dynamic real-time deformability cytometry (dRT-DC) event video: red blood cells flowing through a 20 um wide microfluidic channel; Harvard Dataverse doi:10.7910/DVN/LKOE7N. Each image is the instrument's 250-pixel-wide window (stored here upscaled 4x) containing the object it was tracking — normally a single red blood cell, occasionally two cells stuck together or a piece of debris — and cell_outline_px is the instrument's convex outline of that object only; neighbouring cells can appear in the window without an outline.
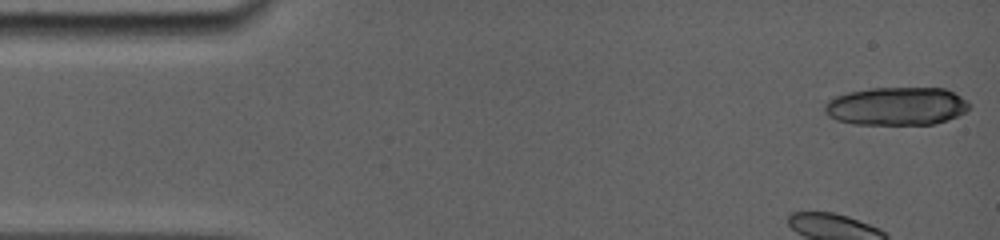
{"species": "common noctule bat (a hibernating species)", "species_latin": "Nyctalus noctula", "temperature_condition": "room temperature", "stored_images_in_passage": 45, "camera_frame_rate_fps": 5000, "um_per_image_px": 0.085, "animal": {"sex": "female", "body_mass_g": 19.0, "forearm_length_mm": 56.7}, "frame": {"image": 1, "passage_image": 1, "time_ms": 0.0, "image_size_px": [1000, 240], "cell_outline_px": [[972, 104], [964, 112], [948, 120], [936, 124], [852, 124], [836, 120], [828, 116], [824, 112], [824, 104], [828, 100], [836, 96], [848, 92], [872, 88], [944, 88], [960, 96]], "centroid_in_image_um": [76.18, 9.03], "position_along_channel_um": 8.8, "area_um2": 32.25}, "authors_computed_cell_mechanics": {"area_um2": 18.0336, "velocity_mm_per_s": 3.8722, "shape_relaxation_time_tau1_ms": 2.5156, "shape_relaxation_time_tau2_ms": null, "deformation_change_tau1": 0.0883, "deformation_change_tau2": null}}